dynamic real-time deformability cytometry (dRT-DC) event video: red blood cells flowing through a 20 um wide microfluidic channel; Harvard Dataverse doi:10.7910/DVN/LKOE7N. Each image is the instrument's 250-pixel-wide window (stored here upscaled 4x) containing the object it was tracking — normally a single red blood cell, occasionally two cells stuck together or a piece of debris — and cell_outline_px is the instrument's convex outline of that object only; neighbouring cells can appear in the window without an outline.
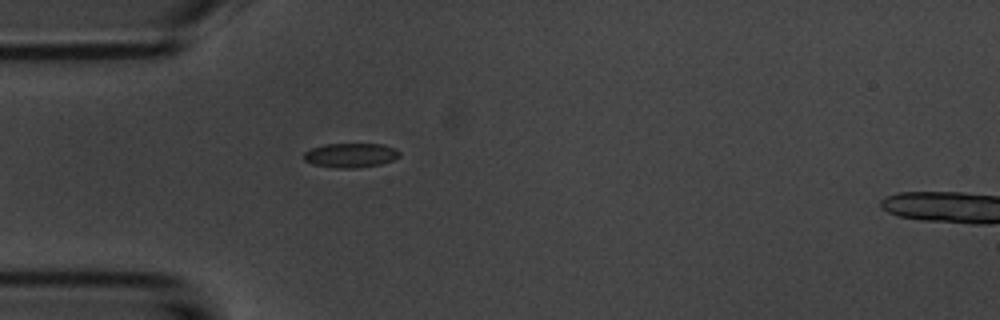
{"species": "common noctule bat (a hibernating species)", "species_latin": "Nyctalus noctula", "temperature_condition": "room temperature", "stored_images_in_passage": 2, "camera_frame_rate_fps": 3000, "um_per_image_px": 0.085, "animal": {"sex": "male", "body_mass_g": 20.1, "forearm_length_mm": 53.5}, "frame": {"image": 1, "passage_image": 1, "time_ms": 0.0, "image_size_px": [1000, 320], "cell_outline_px": [[400, 156], [392, 160], [380, 164], [356, 168], [336, 168], [312, 164], [304, 160], [304, 152], [312, 148], [324, 144], [384, 144], [396, 148], [400, 152]], "centroid_in_image_um": [29.81, 13.19], "position_along_channel_um": 55.2, "area_um2": 13.64}}